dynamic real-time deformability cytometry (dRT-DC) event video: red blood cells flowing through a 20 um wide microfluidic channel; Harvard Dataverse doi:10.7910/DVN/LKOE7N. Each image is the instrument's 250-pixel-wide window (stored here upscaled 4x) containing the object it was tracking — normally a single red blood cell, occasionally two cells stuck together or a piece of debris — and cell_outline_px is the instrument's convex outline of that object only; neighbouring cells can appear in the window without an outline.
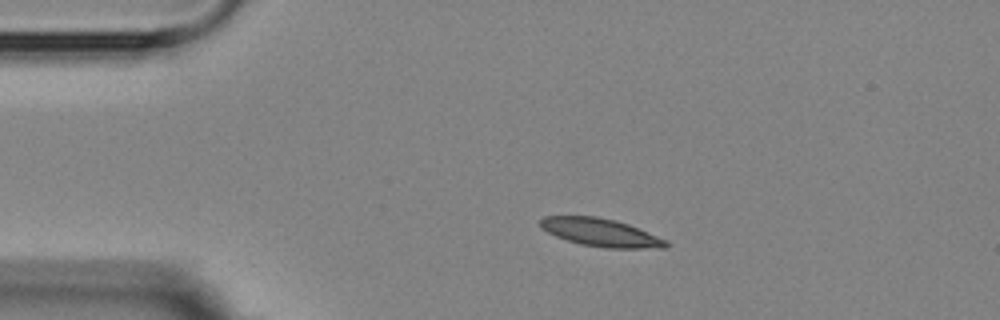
{"species": "Egyptian fruit bat (a non-hibernating species)", "species_latin": "Rousettus aegyptiacus", "temperature_condition": "room temperature", "stored_images_in_passage": 2, "camera_frame_rate_fps": 3000, "um_per_image_px": 0.085, "animal": {"sex": "female"}, "frame": {"image": 1, "passage_image": 1, "time_ms": 0.0, "image_size_px": [1000, 320], "cell_outline_px": [[668, 248], [604, 248], [580, 244], [556, 236], [540, 228], [540, 220], [544, 216], [596, 216], [616, 220], [628, 224], [668, 240]], "centroid_in_image_um": [51.08, 19.76], "position_along_channel_um": 33.9, "area_um2": 20.52}}